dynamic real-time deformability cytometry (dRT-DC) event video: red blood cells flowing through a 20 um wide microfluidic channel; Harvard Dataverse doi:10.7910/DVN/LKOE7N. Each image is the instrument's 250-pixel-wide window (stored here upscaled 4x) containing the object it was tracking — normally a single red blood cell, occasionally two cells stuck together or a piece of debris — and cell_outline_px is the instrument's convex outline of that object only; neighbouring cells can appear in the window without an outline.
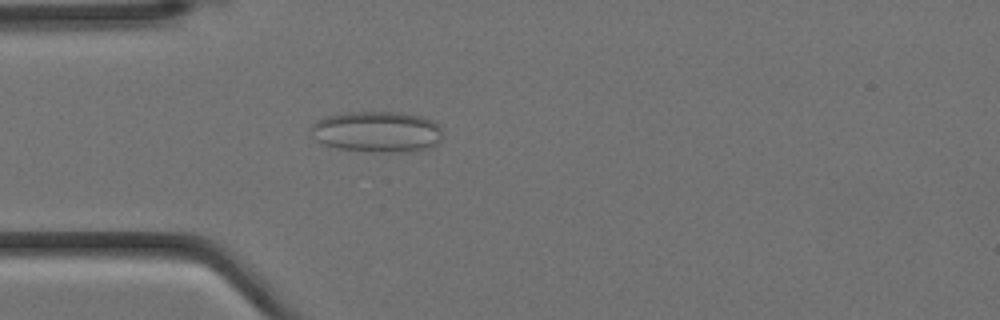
{"species": "Egyptian fruit bat (a non-hibernating species)", "species_latin": "Rousettus aegyptiacus", "temperature_condition": "cold", "stored_images_in_passage": 5, "camera_frame_rate_fps": 3000, "um_per_image_px": 0.085, "animal": {"sex": "female"}, "frame": {"image": 1, "passage_image": 5, "time_ms": 1.333, "image_size_px": [1000, 320], "cell_outline_px": [[444, 136], [440, 144], [432, 148], [416, 152], [372, 152], [336, 148], [320, 144], [316, 140], [308, 128], [316, 120], [328, 116], [348, 112], [396, 112], [420, 116], [432, 120], [440, 128]], "centroid_in_image_um": [32.07, 11.23], "position_along_channel_um": 52.9, "area_um2": 32.19}}